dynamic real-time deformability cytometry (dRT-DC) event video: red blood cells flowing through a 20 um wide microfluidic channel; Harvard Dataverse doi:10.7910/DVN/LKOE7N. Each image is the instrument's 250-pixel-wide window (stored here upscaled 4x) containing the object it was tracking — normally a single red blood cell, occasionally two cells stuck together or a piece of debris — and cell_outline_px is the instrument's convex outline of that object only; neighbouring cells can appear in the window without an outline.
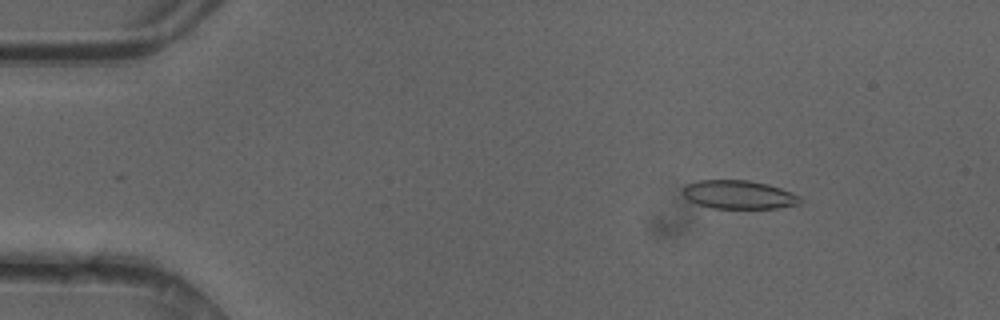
{"species": "common noctule bat (a hibernating species)", "species_latin": "Nyctalus noctula", "temperature_condition": "cold", "stored_images_in_passage": 49, "camera_frame_rate_fps": 3000, "um_per_image_px": 0.085, "animal": {"sex": "female"}, "frame": {"image": 1, "passage_image": 7, "time_ms": 2.0, "image_size_px": [1000, 320], "cell_outline_px": [[800, 204], [776, 208], [712, 208], [688, 200], [684, 196], [684, 184], [696, 180], [748, 180], [768, 184], [792, 192], [800, 196]], "centroid_in_image_um": [62.79, 16.53], "position_along_channel_um": 22.2, "area_um2": 19.48}}
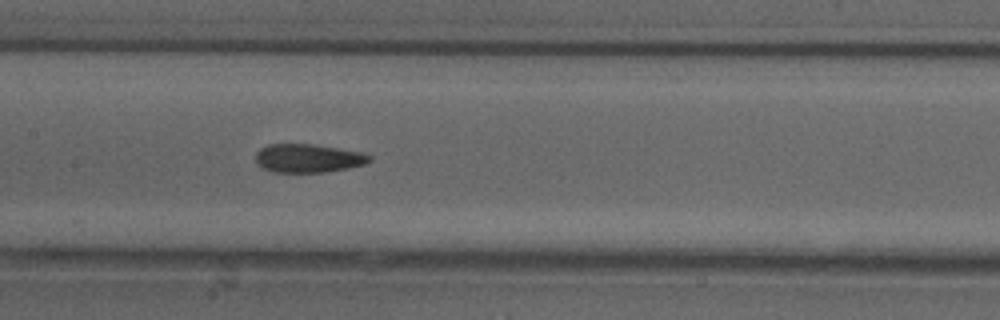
{"frame": {"image": 2, "passage_image": 24, "time_ms": 7.667, "image_size_px": [1000, 320], "cell_outline_px": [[372, 160], [364, 164], [348, 168], [324, 172], [272, 172], [256, 164], [256, 152], [260, 148], [268, 144], [312, 144], [360, 152], [372, 156]], "centroid_in_image_um": [26.16, 13.45], "position_along_channel_um": 181.2, "area_um2": 18.84}}
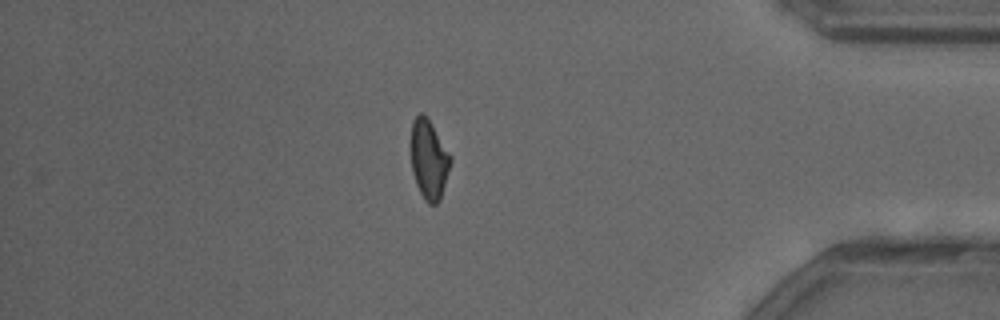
{"frame": {"image": 3, "passage_image": 42, "time_ms": 13.667, "image_size_px": [1000, 320], "cell_outline_px": [[452, 160], [440, 200], [436, 204], [428, 204], [424, 200], [416, 184], [412, 172], [412, 120], [420, 112], [424, 112], [428, 116], [452, 156]], "centroid_in_image_um": [36.48, 13.52], "position_along_channel_um": 398.7, "area_um2": 18.5}, "authors_computed_cell_mechanics": {"area_um2": 19.363, "velocity_mm_per_s": 4.2378, "shape_relaxation_time_tau1_ms": 6.619, "shape_relaxation_time_tau2_ms": 2.2426, "deformation_change_tau1": 0.155, "deformation_change_tau2": 0.0843}}